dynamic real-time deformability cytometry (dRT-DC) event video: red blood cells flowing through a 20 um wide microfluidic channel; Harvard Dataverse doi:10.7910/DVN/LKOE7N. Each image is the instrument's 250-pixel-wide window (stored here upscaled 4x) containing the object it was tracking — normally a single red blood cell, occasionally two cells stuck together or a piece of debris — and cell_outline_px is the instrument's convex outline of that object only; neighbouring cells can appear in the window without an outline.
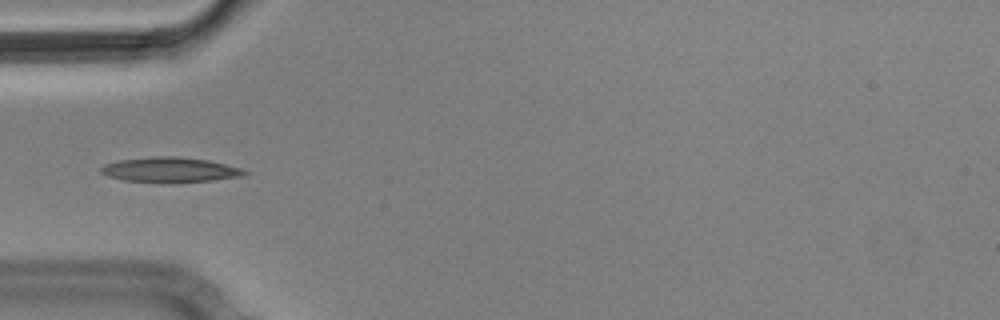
{"species": "Egyptian fruit bat (a non-hibernating species)", "species_latin": "Rousettus aegyptiacus", "temperature_condition": "cold", "stored_images_in_passage": 10, "camera_frame_rate_fps": 3000, "um_per_image_px": 0.085, "animal": {"sex": "male"}, "frame": {"image": 1, "passage_image": 4, "time_ms": 1.0, "image_size_px": [1000, 320], "cell_outline_px": [[248, 172], [244, 176], [212, 180], [124, 180], [108, 176], [100, 172], [100, 168], [104, 164], [120, 160], [152, 156], [172, 156], [208, 160], [244, 168]], "centroid_in_image_um": [14.48, 14.38], "position_along_channel_um": 70.5, "area_um2": 20.0}}
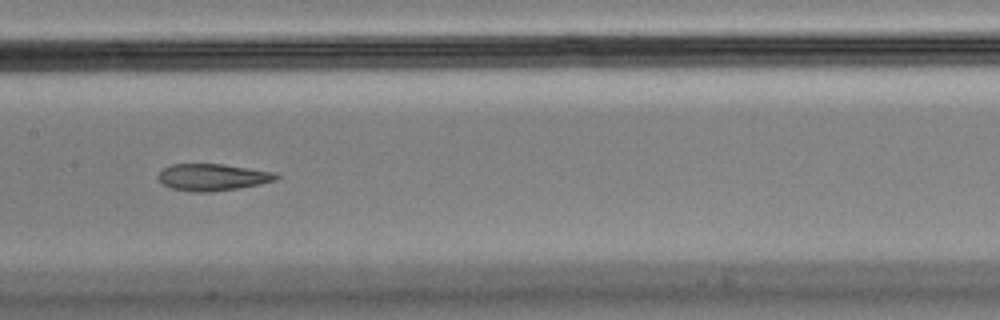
{"frame": {"image": 2, "passage_image": 7, "time_ms": 2.0, "image_size_px": [1000, 320], "cell_outline_px": [[280, 176], [276, 180], [260, 184], [236, 188], [208, 192], [192, 192], [172, 188], [164, 184], [156, 176], [164, 168], [172, 164], [224, 164], [276, 172]], "centroid_in_image_um": [18.09, 15.05], "position_along_channel_um": 189.3, "area_um2": 18.38}}
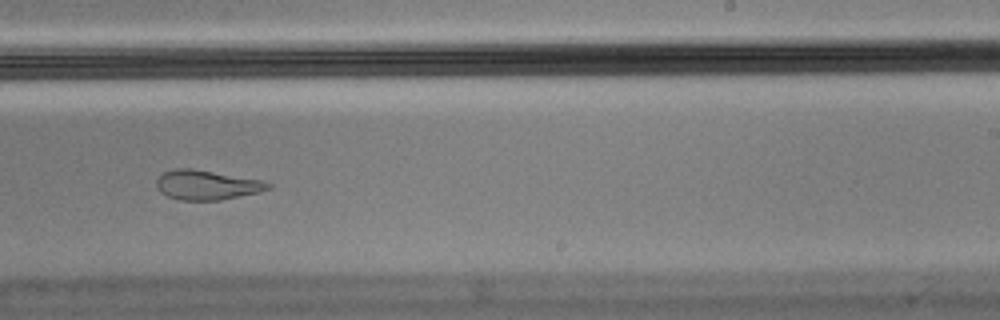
{"frame": {"image": 3, "passage_image": 9, "time_ms": 2.667, "image_size_px": [1000, 320], "cell_outline_px": [[272, 188], [260, 192], [220, 200], [180, 200], [168, 196], [160, 192], [156, 188], [156, 180], [164, 172], [176, 168], [192, 168], [260, 180], [272, 184]], "centroid_in_image_um": [17.56, 15.72], "position_along_channel_um": 271.4, "area_um2": 19.19}}